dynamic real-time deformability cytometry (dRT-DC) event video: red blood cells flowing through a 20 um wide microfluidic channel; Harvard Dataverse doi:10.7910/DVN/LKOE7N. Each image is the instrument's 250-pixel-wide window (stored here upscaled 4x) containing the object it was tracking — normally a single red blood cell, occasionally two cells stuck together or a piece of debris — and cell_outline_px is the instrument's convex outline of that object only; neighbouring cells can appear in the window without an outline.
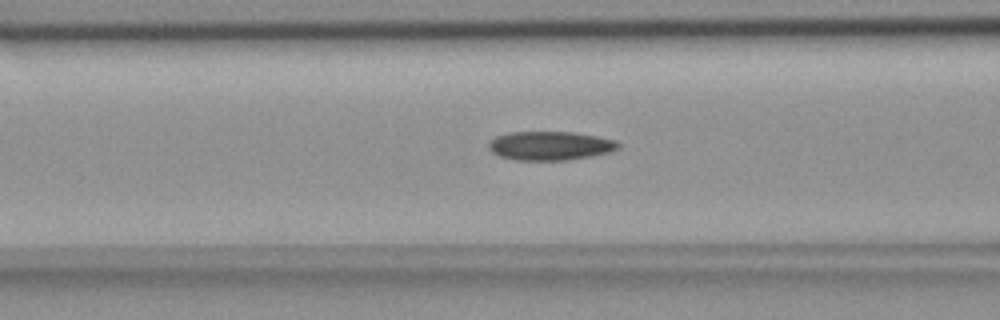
{"species": "common noctule bat (a hibernating species)", "species_latin": "Nyctalus noctula", "temperature_condition": "room temperature", "stored_images_in_passage": 55, "camera_frame_rate_fps": 3000, "um_per_image_px": 0.085, "animal": {"sex": "female", "body_mass_g": 18.4}, "frame": {"image": 1, "passage_image": 22, "time_ms": 7.0, "image_size_px": [1000, 320], "cell_outline_px": [[620, 148], [608, 152], [568, 160], [516, 160], [500, 156], [492, 152], [488, 148], [488, 144], [496, 136], [508, 132], [576, 132], [616, 140], [620, 144]], "centroid_in_image_um": [46.75, 12.38], "position_along_channel_um": 119.8, "area_um2": 21.73}}
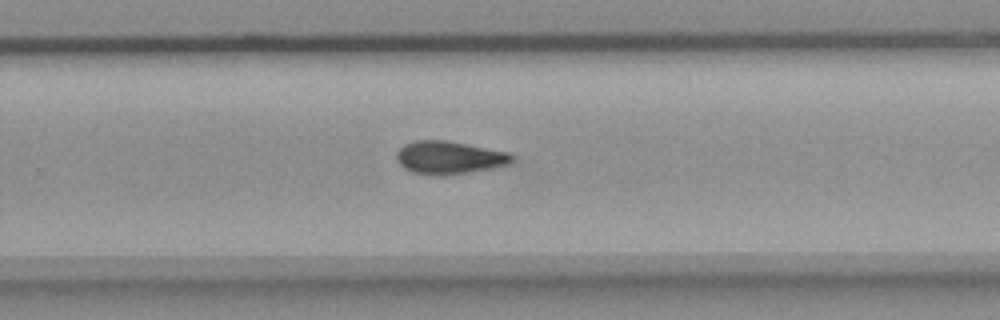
{"frame": {"image": 2, "passage_image": 36, "time_ms": 11.667, "image_size_px": [1000, 320], "cell_outline_px": [[516, 156], [508, 164], [492, 168], [444, 176], [440, 176], [412, 172], [404, 168], [400, 164], [396, 156], [396, 152], [404, 144], [416, 140], [448, 140], [512, 152]], "centroid_in_image_um": [38.22, 13.38], "position_along_channel_um": 291.6, "area_um2": 22.43}}
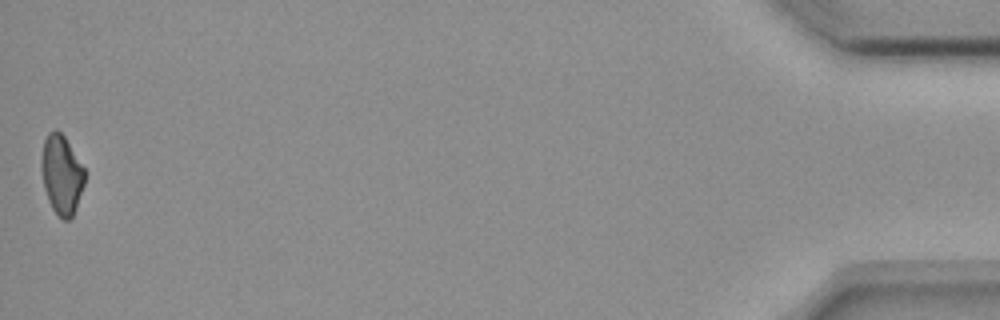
{"frame": {"image": 3, "passage_image": 55, "time_ms": 18.0, "image_size_px": [1000, 320], "cell_outline_px": [[84, 184], [76, 208], [72, 216], [68, 220], [64, 220], [52, 208], [48, 200], [44, 188], [40, 168], [40, 160], [44, 140], [48, 132], [56, 128], [64, 136], [84, 168]], "centroid_in_image_um": [5.21, 14.82], "position_along_channel_um": 430.0, "area_um2": 19.94}, "authors_computed_cell_mechanics": {"area_um2": 21.4438, "velocity_mm_per_s": 3.6995, "shape_relaxation_time_tau1_ms": 6.6755, "shape_relaxation_time_tau2_ms": null, "deformation_change_tau1": 0.1317, "deformation_change_tau2": null}}